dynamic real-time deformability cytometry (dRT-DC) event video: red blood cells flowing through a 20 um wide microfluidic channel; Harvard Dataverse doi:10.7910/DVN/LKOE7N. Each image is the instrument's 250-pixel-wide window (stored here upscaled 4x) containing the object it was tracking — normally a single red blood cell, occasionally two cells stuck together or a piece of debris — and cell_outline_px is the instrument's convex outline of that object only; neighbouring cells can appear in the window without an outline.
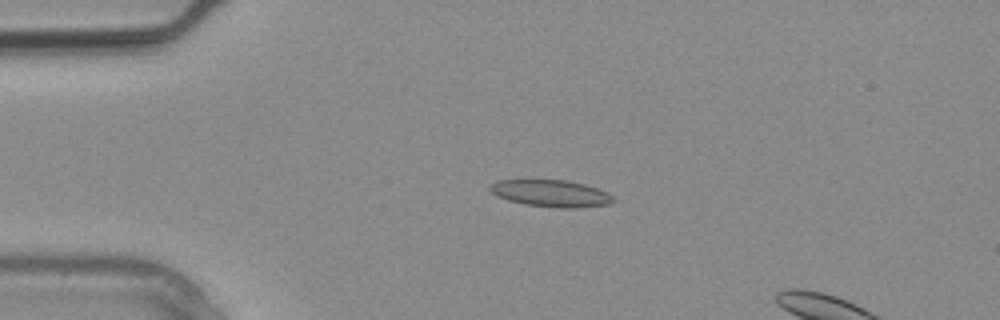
{"species": "common noctule bat (a hibernating species)", "species_latin": "Nyctalus noctula", "temperature_condition": "warm", "stored_images_in_passage": 3, "segment_of_instrument_passage": [1, 2], "camera_frame_rate_fps": 3000, "um_per_image_px": 0.085, "animal": {"sex": "male", "body_mass_g": 20.4}, "frame": {"image": 1, "passage_image": 2, "time_ms": 0.333, "image_size_px": [1000, 320], "cell_outline_px": [[616, 200], [608, 204], [580, 208], [560, 208], [524, 204], [508, 200], [496, 196], [488, 188], [496, 180], [568, 180], [584, 184], [608, 192]], "centroid_in_image_um": [46.84, 16.44], "position_along_channel_um": 38.2, "area_um2": 19.36}}